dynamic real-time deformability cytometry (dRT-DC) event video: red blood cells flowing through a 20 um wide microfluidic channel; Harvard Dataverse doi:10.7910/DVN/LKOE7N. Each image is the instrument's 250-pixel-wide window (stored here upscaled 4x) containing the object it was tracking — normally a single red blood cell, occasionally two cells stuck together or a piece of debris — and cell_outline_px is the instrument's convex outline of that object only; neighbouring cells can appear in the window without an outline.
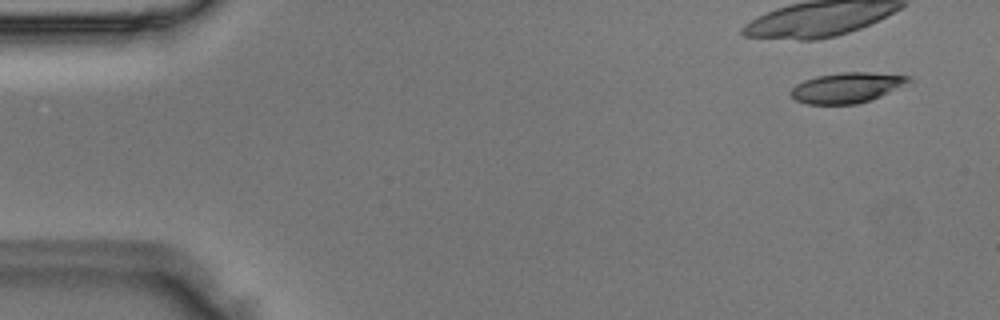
{"species": "Egyptian fruit bat (a non-hibernating species)", "species_latin": "Rousettus aegyptiacus", "temperature_condition": "room temperature", "stored_images_in_passage": 45, "camera_frame_rate_fps": 3000, "um_per_image_px": 0.085, "animal": {"sex": "male"}, "frame": {"image": 1, "passage_image": 1, "time_ms": 0.0, "image_size_px": [1000, 320], "cell_outline_px": [[912, 80], [880, 96], [856, 104], [808, 104], [796, 100], [788, 92], [796, 84], [804, 80], [816, 76], [840, 72], [868, 72], [912, 76]], "centroid_in_image_um": [71.94, 7.44], "position_along_channel_um": 13.1, "area_um2": 20.63}}